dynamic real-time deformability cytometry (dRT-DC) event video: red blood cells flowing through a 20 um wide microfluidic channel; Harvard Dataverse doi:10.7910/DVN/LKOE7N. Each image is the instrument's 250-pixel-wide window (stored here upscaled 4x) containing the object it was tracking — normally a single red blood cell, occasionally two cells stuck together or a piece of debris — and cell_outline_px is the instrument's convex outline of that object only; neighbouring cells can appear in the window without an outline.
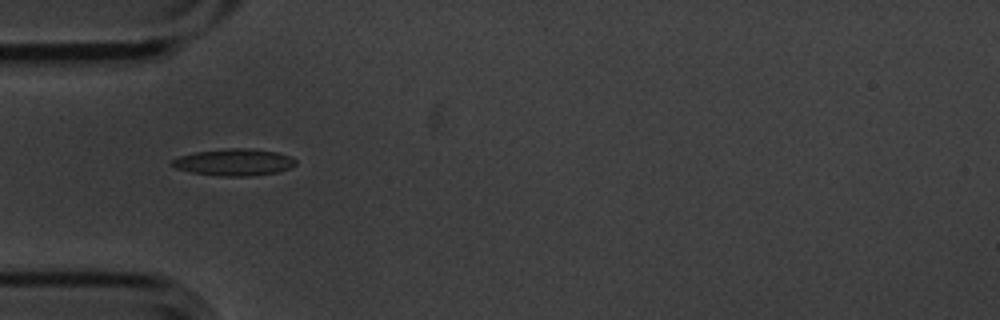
{"species": "common noctule bat (a hibernating species)", "species_latin": "Nyctalus noctula", "temperature_condition": "cold", "stored_images_in_passage": 4, "camera_frame_rate_fps": 3000, "um_per_image_px": 0.085, "animal": {"sex": "male", "body_mass_g": 20.1, "forearm_length_mm": 53.5}, "frame": {"image": 1, "passage_image": 2, "time_ms": 0.333, "image_size_px": [1000, 320], "cell_outline_px": [[296, 164], [288, 168], [276, 172], [252, 176], [220, 176], [192, 172], [176, 168], [168, 164], [172, 160], [180, 156], [196, 152], [228, 148], [252, 148], [276, 152], [288, 156], [296, 160]], "centroid_in_image_um": [19.87, 13.79], "position_along_channel_um": 65.1, "area_um2": 19.19}}
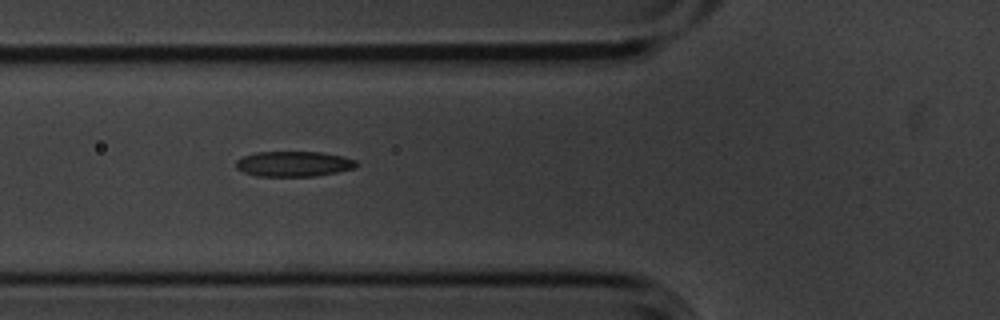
{"frame": {"image": 2, "passage_image": 3, "time_ms": 0.667, "image_size_px": [1000, 320], "cell_outline_px": [[356, 168], [336, 172], [312, 176], [256, 176], [244, 172], [236, 168], [236, 160], [244, 156], [256, 152], [324, 152], [344, 156], [356, 160]], "centroid_in_image_um": [24.97, 13.92], "position_along_channel_um": 100.8, "area_um2": 17.74}}
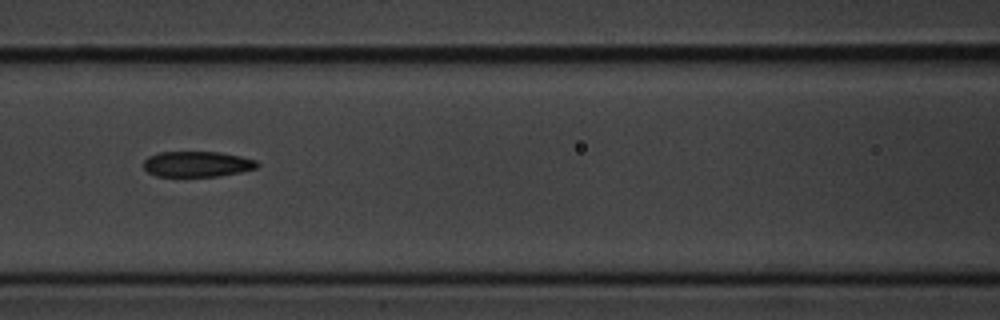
{"frame": {"image": 3, "passage_image": 4, "time_ms": 1.0, "image_size_px": [1000, 320], "cell_outline_px": [[260, 164], [256, 168], [240, 172], [220, 176], [156, 176], [148, 172], [144, 168], [144, 160], [148, 156], [160, 152], [220, 152], [240, 156], [256, 160]], "centroid_in_image_um": [16.76, 13.94], "position_along_channel_um": 149.8, "area_um2": 16.94}}